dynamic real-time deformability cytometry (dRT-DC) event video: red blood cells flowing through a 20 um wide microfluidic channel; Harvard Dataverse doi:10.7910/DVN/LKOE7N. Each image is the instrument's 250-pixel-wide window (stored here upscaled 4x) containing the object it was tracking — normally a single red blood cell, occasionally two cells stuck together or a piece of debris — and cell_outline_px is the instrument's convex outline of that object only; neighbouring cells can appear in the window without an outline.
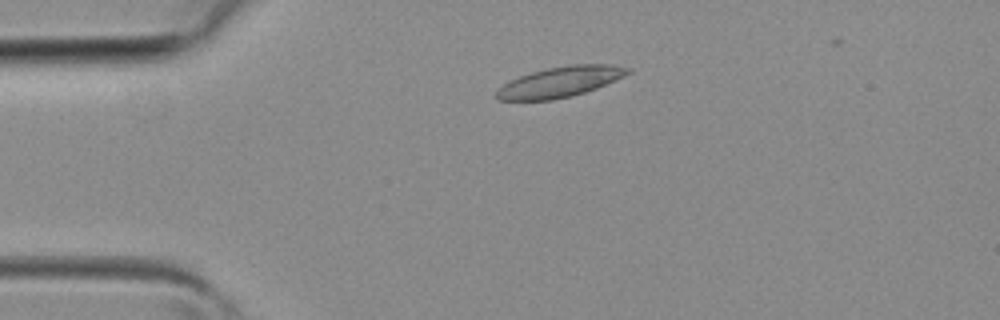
{"species": "common noctule bat (a hibernating species)", "species_latin": "Nyctalus noctula", "temperature_condition": "room temperature", "stored_images_in_passage": 3, "camera_frame_rate_fps": 3000, "um_per_image_px": 0.085, "animal": {"sex": "female", "body_mass_g": 19.3, "forearm_length_mm": 54.1}, "frame": {"image": 1, "passage_image": 2, "time_ms": 0.333, "image_size_px": [1000, 320], "cell_outline_px": [[632, 72], [624, 76], [596, 88], [572, 96], [552, 100], [496, 100], [496, 92], [504, 84], [520, 76], [532, 72], [548, 68], [576, 64], [612, 64], [632, 68]], "centroid_in_image_um": [47.65, 6.96], "position_along_channel_um": 37.3, "area_um2": 23.06}}
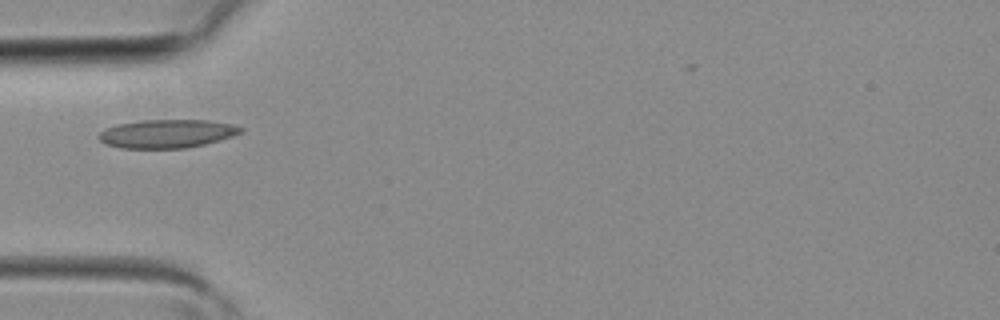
{"frame": {"image": 2, "passage_image": 3, "time_ms": 0.667, "image_size_px": [1000, 320], "cell_outline_px": [[244, 132], [232, 136], [204, 144], [184, 148], [120, 148], [104, 144], [96, 136], [104, 128], [116, 124], [144, 120], [208, 120], [232, 124], [244, 128]], "centroid_in_image_um": [14.16, 11.36], "position_along_channel_um": 70.8, "area_um2": 23.64}}